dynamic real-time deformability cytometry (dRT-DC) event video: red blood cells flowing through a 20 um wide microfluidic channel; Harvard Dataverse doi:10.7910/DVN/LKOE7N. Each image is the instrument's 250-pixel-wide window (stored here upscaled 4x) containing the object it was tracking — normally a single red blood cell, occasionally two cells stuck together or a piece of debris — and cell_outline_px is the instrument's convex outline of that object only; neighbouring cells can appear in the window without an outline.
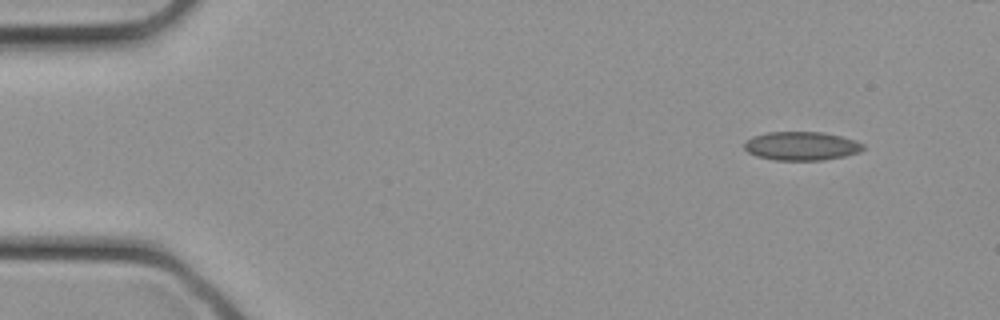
{"species": "common noctule bat (a hibernating species)", "species_latin": "Nyctalus noctula", "temperature_condition": "cold", "stored_images_in_passage": 31, "camera_frame_rate_fps": 3000, "um_per_image_px": 0.085, "animal": {"sex": "female", "body_mass_g": 21.9}, "frame": {"image": 1, "passage_image": 1, "time_ms": 0.0, "image_size_px": [1000, 320], "cell_outline_px": [[864, 148], [860, 152], [844, 156], [824, 160], [776, 160], [756, 156], [748, 152], [744, 148], [744, 140], [752, 136], [768, 132], [824, 132], [856, 140], [864, 144]], "centroid_in_image_um": [68.11, 12.4], "position_along_channel_um": 16.9, "area_um2": 20.0}}
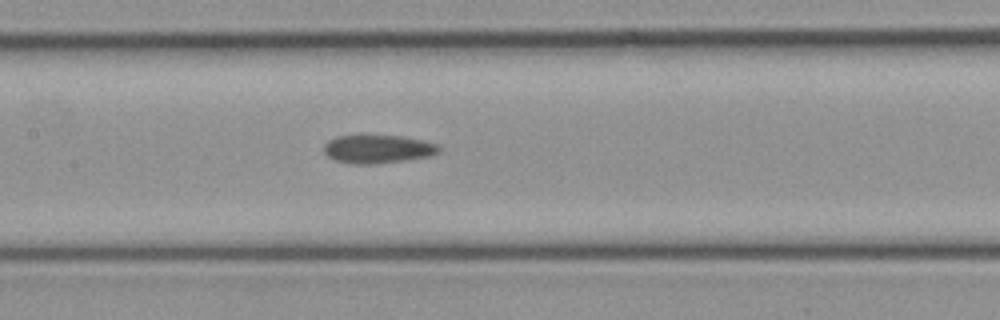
{"frame": {"image": 2, "passage_image": 13, "time_ms": 4.0, "image_size_px": [1000, 320], "cell_outline_px": [[440, 152], [432, 156], [408, 160], [376, 164], [348, 164], [332, 160], [324, 152], [324, 144], [328, 140], [336, 136], [404, 136], [424, 140], [440, 144]], "centroid_in_image_um": [32.15, 12.68], "position_along_channel_um": 175.3, "area_um2": 19.42}}
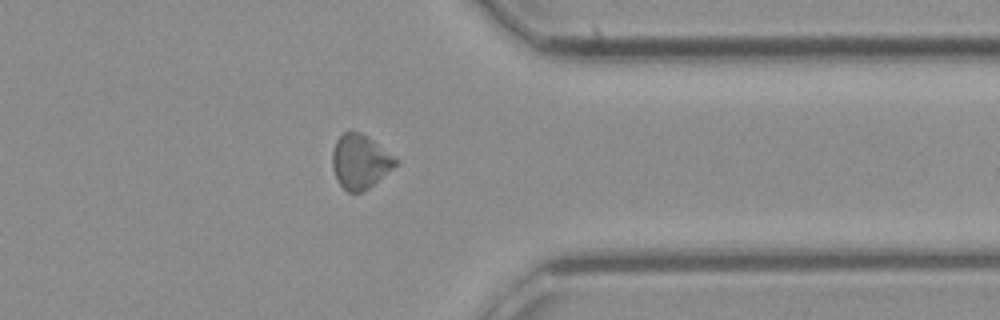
{"frame": {"image": 3, "passage_image": 23, "time_ms": 7.333, "image_size_px": [1000, 320], "cell_outline_px": [[400, 164], [364, 192], [348, 192], [336, 180], [332, 168], [332, 152], [336, 140], [344, 132], [360, 132], [372, 140], [400, 160]], "centroid_in_image_um": [30.63, 13.76], "position_along_channel_um": 380.8, "area_um2": 20.17}}